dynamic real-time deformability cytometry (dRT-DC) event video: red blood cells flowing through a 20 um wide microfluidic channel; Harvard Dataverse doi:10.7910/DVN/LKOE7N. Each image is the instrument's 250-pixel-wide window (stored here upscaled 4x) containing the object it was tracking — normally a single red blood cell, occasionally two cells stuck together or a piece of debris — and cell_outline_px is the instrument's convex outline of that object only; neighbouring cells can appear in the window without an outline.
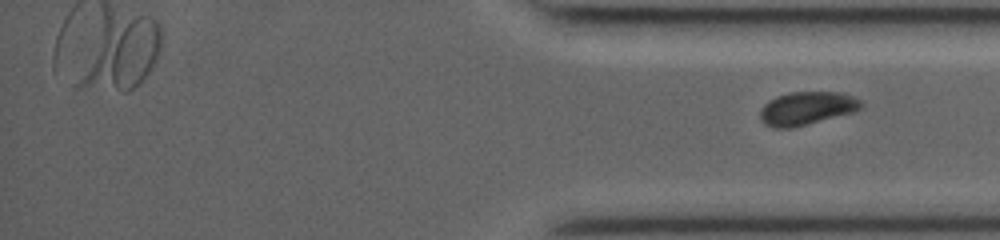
{"species": "common noctule bat (a hibernating species)", "species_latin": "Nyctalus noctula", "temperature_condition": "room temperature", "stored_images_in_passage": 13, "segment_of_instrument_passage": [2, 2], "camera_frame_rate_fps": 3000, "um_per_image_px": 0.085, "animal": {"sex": "female", "body_mass_g": 19.0, "forearm_length_mm": 53.3}, "frame": {"image": 1, "passage_image": 13, "time_ms": 11.333, "image_size_px": [1000, 240], "cell_outline_px": [[864, 104], [860, 108], [852, 112], [792, 128], [772, 128], [764, 124], [760, 120], [760, 108], [768, 100], [776, 96], [792, 92], [840, 92], [852, 96], [860, 100]], "centroid_in_image_um": [68.52, 9.21], "position_along_channel_um": 366.7, "area_um2": 19.54}}